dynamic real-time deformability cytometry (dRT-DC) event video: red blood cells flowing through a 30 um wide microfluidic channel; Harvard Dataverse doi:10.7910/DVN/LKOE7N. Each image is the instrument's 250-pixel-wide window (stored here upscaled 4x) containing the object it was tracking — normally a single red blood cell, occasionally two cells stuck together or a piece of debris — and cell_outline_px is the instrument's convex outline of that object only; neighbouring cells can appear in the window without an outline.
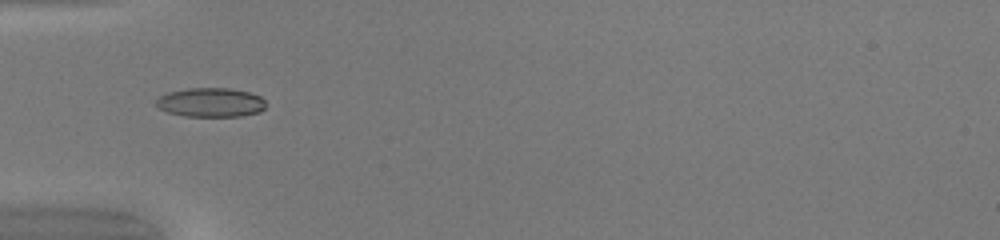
{"species": "common noctule bat (a hibernating species)", "species_latin": "Nyctalus noctula", "temperature_condition": "warm", "stored_images_in_passage": 33, "camera_frame_rate_fps": 3000, "um_per_image_px": 0.085, "animal": {"sex": "female", "body_mass_g": 20.0, "forearm_length_mm": 54.0}, "frame": {"image": 1, "passage_image": 1, "time_ms": 0.0, "image_size_px": [1000, 240], "cell_outline_px": [[264, 108], [260, 112], [240, 116], [184, 116], [168, 112], [160, 108], [156, 104], [156, 100], [160, 96], [168, 92], [188, 88], [228, 88], [248, 92], [260, 96], [264, 100]], "centroid_in_image_um": [17.91, 8.7], "position_along_channel_um": 67.1, "area_um2": 18.5}}
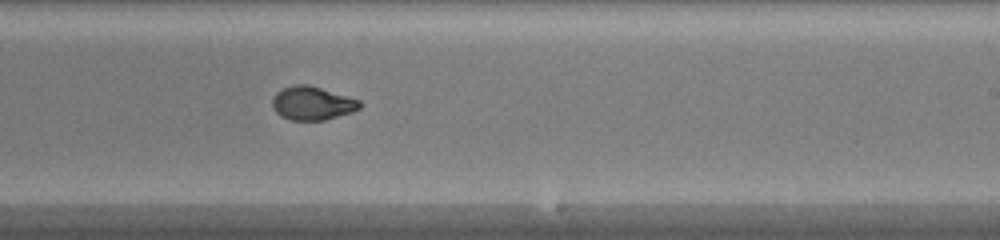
{"frame": {"image": 2, "passage_image": 15, "time_ms": 4.667, "image_size_px": [1000, 240], "cell_outline_px": [[364, 104], [360, 108], [352, 112], [324, 120], [292, 120], [280, 116], [272, 108], [272, 96], [276, 92], [292, 84], [308, 84], [360, 100]], "centroid_in_image_um": [26.53, 8.77], "position_along_channel_um": 262.5, "area_um2": 17.22}}
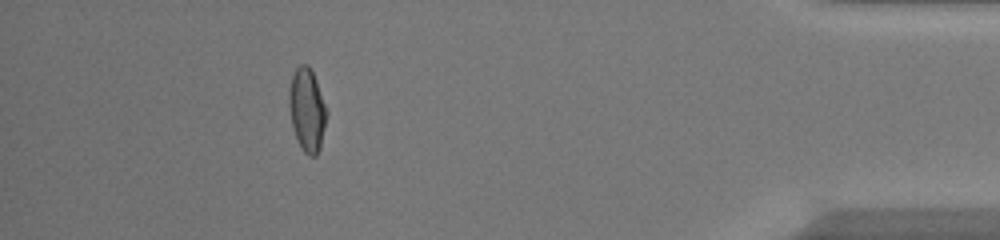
{"frame": {"image": 3, "passage_image": 29, "time_ms": 9.333, "image_size_px": [1000, 240], "cell_outline_px": [[328, 112], [320, 148], [316, 156], [308, 156], [304, 152], [292, 128], [288, 104], [288, 88], [292, 76], [296, 68], [300, 64], [308, 64], [316, 80]], "centroid_in_image_um": [26.09, 9.33], "position_along_channel_um": 409.1, "area_um2": 18.32}, "authors_computed_cell_mechanics": {"area_um2": 17.629, "velocity_mm_per_s": 4.2166, "shape_relaxation_time_tau1_ms": null, "shape_relaxation_time_tau2_ms": 0.7149, "deformation_change_tau1": null, "deformation_change_tau2": 0.0484}}